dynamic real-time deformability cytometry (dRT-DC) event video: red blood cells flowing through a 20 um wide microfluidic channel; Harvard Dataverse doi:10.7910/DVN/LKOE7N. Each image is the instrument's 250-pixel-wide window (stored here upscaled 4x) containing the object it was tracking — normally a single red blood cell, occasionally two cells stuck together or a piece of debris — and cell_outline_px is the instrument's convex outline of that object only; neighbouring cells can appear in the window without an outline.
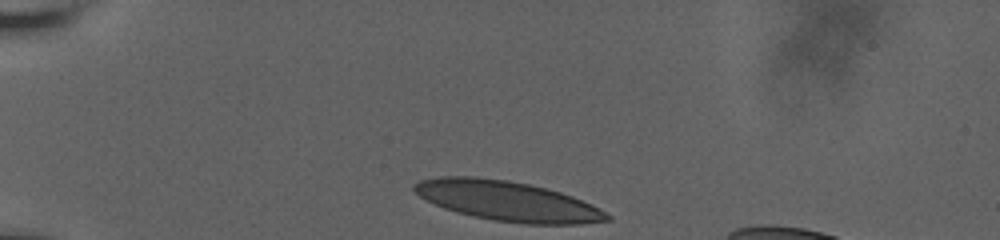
{"species": "human", "species_latin": "Homo sapiens", "temperature_condition": "room temperature", "stored_images_in_passage": 36, "camera_frame_rate_fps": 3000, "um_per_image_px": 0.085, "donor": {"sex": "male"}, "frame": {"image": 1, "passage_image": 1, "time_ms": 0.0, "image_size_px": [1000, 240], "cell_outline_px": [[612, 220], [580, 224], [528, 224], [492, 220], [456, 212], [444, 208], [420, 196], [412, 188], [412, 184], [420, 180], [440, 176], [476, 176], [508, 180], [528, 184], [560, 192], [572, 196], [592, 204], [612, 216]], "centroid_in_image_um": [43.14, 17.08], "position_along_channel_um": 41.9, "area_um2": 44.74}}
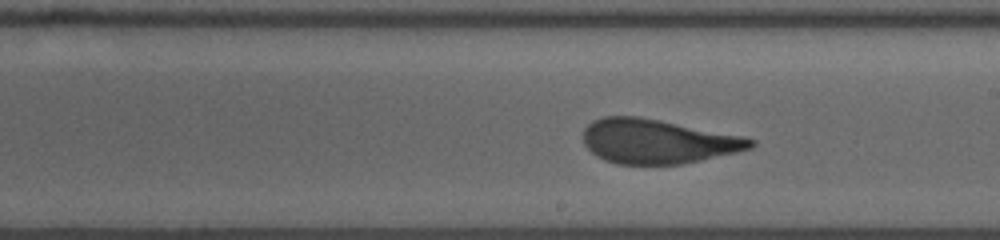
{"frame": {"image": 2, "passage_image": 21, "time_ms": 6.667, "image_size_px": [1000, 240], "cell_outline_px": [[756, 144], [752, 148], [736, 152], [700, 160], [680, 164], [616, 164], [604, 160], [596, 156], [584, 144], [584, 128], [592, 120], [604, 116], [636, 116], [660, 120], [740, 136], [756, 140]], "centroid_in_image_um": [55.85, 12.02], "position_along_channel_um": 233.1, "area_um2": 42.95}}
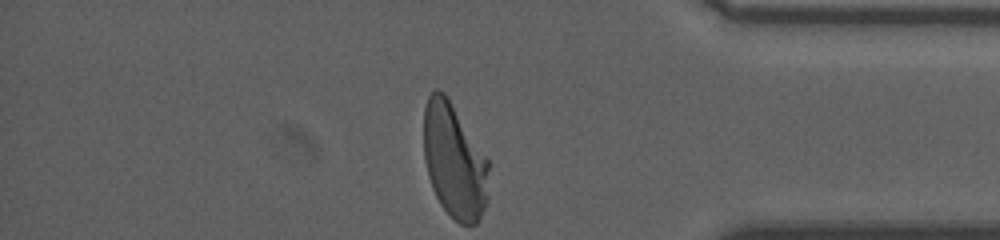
{"frame": {"image": 3, "passage_image": 36, "time_ms": 11.667, "image_size_px": [1000, 240], "cell_outline_px": [[488, 200], [476, 224], [460, 224], [440, 204], [432, 188], [428, 176], [424, 160], [424, 108], [428, 96], [436, 88], [444, 92], [448, 96], [488, 160]], "centroid_in_image_um": [38.6, 13.66], "position_along_channel_um": 396.6, "area_um2": 43.47}, "authors_computed_cell_mechanics": {"area_um2": 43.4945, "velocity_mm_per_s": 3.6335, "shape_relaxation_time_tau1_ms": 6.4558, "shape_relaxation_time_tau2_ms": 0.866, "deformation_change_tau1": 0.2261, "deformation_change_tau2": 0.0792}}